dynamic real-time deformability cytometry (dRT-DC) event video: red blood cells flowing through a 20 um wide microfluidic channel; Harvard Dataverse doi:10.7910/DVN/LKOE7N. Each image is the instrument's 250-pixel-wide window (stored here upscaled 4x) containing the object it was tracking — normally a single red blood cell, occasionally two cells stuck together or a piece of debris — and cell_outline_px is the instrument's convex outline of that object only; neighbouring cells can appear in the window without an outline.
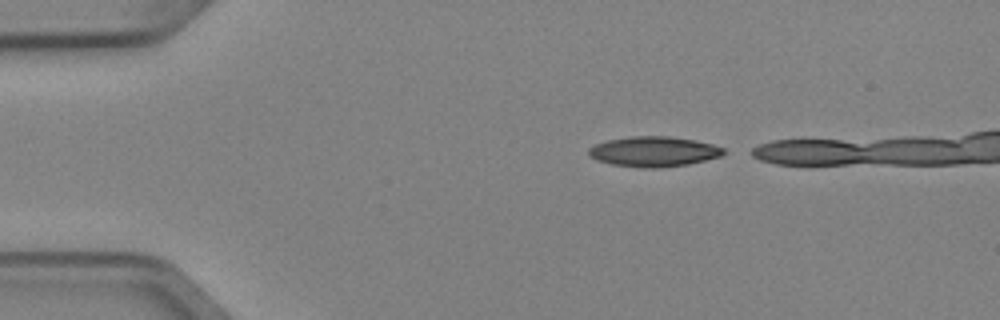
{"species": "Egyptian fruit bat (a non-hibernating species)", "species_latin": "Rousettus aegyptiacus", "temperature_condition": "cold", "stored_images_in_passage": 3, "camera_frame_rate_fps": 3000, "um_per_image_px": 0.085, "animal": {"sex": "female"}, "frame": {"image": 1, "passage_image": 1, "time_ms": 0.0, "image_size_px": [1000, 320], "cell_outline_px": [[728, 152], [720, 156], [688, 164], [656, 168], [644, 168], [612, 164], [596, 160], [588, 156], [588, 148], [596, 144], [608, 140], [632, 136], [668, 136], [696, 140], [712, 144], [724, 148]], "centroid_in_image_um": [55.57, 12.88], "position_along_channel_um": 29.4, "area_um2": 23.7}}